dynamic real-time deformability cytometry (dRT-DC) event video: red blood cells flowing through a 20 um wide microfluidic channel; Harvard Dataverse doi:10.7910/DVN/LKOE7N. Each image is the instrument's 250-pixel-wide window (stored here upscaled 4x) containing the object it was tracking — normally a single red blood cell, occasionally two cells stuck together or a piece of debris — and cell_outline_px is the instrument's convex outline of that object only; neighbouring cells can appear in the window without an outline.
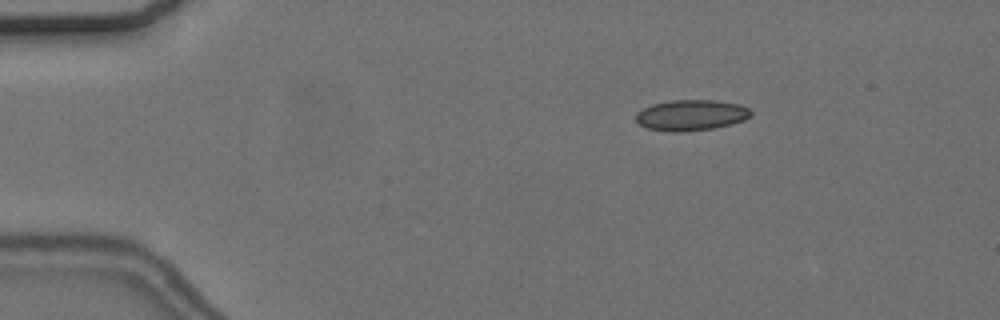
{"species": "common noctule bat (a hibernating species)", "species_latin": "Nyctalus noctula", "temperature_condition": "cold", "stored_images_in_passage": 50, "camera_frame_rate_fps": 3000, "um_per_image_px": 0.085, "animal": {"sex": "female", "body_mass_g": 24.6, "forearm_length_mm": 56.2}, "frame": {"image": 1, "passage_image": 3, "time_ms": 0.667, "image_size_px": [1000, 320], "cell_outline_px": [[752, 116], [744, 120], [732, 124], [712, 128], [680, 132], [668, 132], [648, 128], [640, 124], [636, 120], [636, 112], [652, 104], [672, 100], [716, 100], [740, 104], [748, 108], [752, 112]], "centroid_in_image_um": [58.76, 9.78], "position_along_channel_um": 26.2, "area_um2": 20.69}}
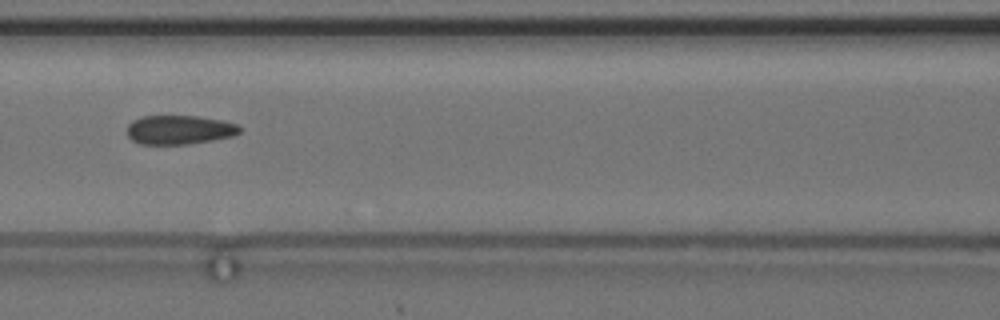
{"frame": {"image": 2, "passage_image": 19, "time_ms": 6.0, "image_size_px": [1000, 320], "cell_outline_px": [[244, 128], [240, 132], [232, 136], [212, 140], [188, 144], [140, 144], [132, 140], [128, 136], [128, 124], [132, 120], [144, 116], [196, 116], [224, 120], [236, 124]], "centroid_in_image_um": [15.27, 11.03], "position_along_channel_um": 151.3, "area_um2": 19.13}}
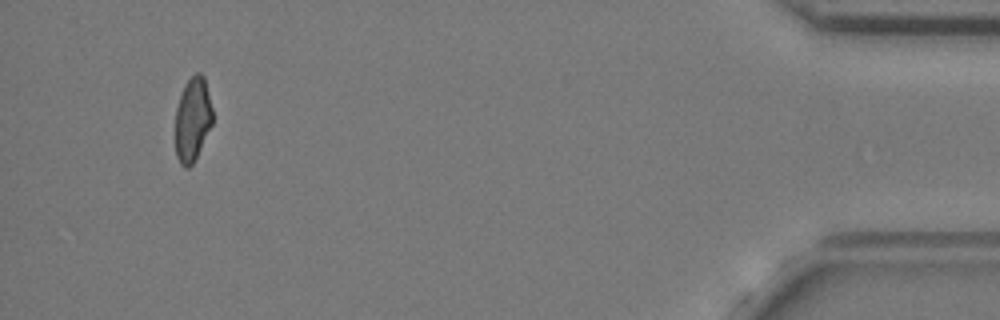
{"frame": {"image": 3, "passage_image": 47, "time_ms": 15.333, "image_size_px": [1000, 320], "cell_outline_px": [[212, 124], [192, 164], [188, 168], [184, 168], [180, 164], [176, 156], [176, 108], [180, 96], [188, 80], [196, 72], [200, 72], [204, 76], [212, 108]], "centroid_in_image_um": [16.37, 10.15], "position_along_channel_um": 418.8, "area_um2": 17.92}, "authors_computed_cell_mechanics": {"area_um2": 19.8254, "velocity_mm_per_s": 3.6596, "shape_relaxation_time_tau1_ms": null, "shape_relaxation_time_tau2_ms": 1.9764, "deformation_change_tau1": null, "deformation_change_tau2": 0.0853}}